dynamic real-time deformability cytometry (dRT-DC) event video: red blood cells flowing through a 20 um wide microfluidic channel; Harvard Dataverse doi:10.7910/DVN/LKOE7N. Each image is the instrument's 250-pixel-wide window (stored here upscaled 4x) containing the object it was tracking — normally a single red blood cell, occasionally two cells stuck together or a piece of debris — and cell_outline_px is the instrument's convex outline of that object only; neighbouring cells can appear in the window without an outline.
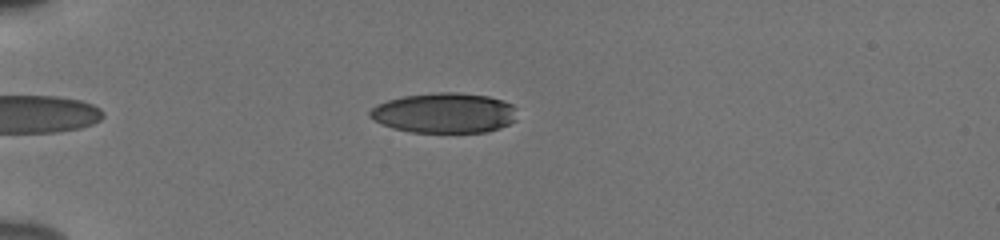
{"species": "human", "species_latin": "Homo sapiens", "temperature_condition": "cold", "stored_images_in_passage": 46, "camera_frame_rate_fps": 3000, "um_per_image_px": 0.085, "donor": {"sex": "male"}, "frame": {"image": 1, "passage_image": 8, "time_ms": 2.333, "image_size_px": [1000, 240], "cell_outline_px": [[516, 120], [500, 128], [488, 132], [412, 132], [392, 128], [368, 116], [368, 112], [376, 104], [388, 100], [404, 96], [440, 92], [456, 92], [488, 96], [504, 100], [512, 104], [516, 108]], "centroid_in_image_um": [37.8, 9.6], "position_along_channel_um": 47.2, "area_um2": 34.51}}
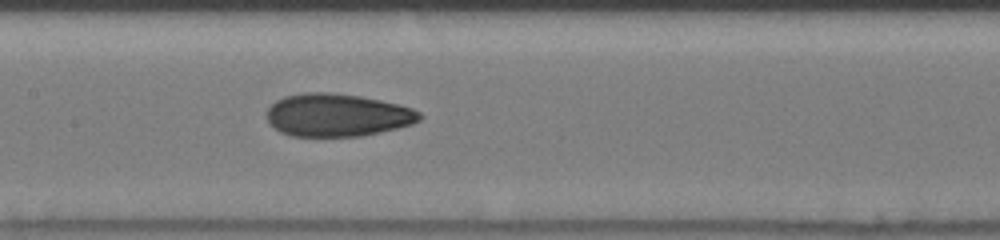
{"frame": {"image": 2, "passage_image": 21, "time_ms": 6.667, "image_size_px": [1000, 240], "cell_outline_px": [[424, 116], [420, 120], [412, 124], [380, 132], [360, 136], [292, 136], [280, 132], [268, 124], [268, 108], [276, 100], [284, 96], [304, 92], [332, 92], [360, 96], [380, 100], [412, 108], [420, 112]], "centroid_in_image_um": [28.66, 9.78], "position_along_channel_um": 178.7, "area_um2": 38.21}}
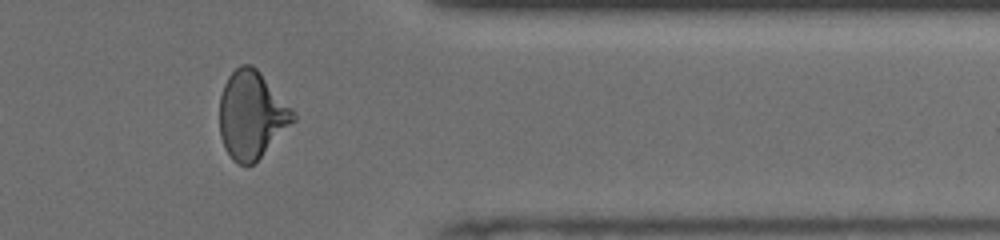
{"frame": {"image": 3, "passage_image": 38, "time_ms": 12.333, "image_size_px": [1000, 240], "cell_outline_px": [[296, 120], [252, 164], [236, 164], [232, 160], [224, 148], [220, 136], [220, 96], [224, 84], [228, 76], [240, 64], [252, 64], [260, 72], [296, 112]], "centroid_in_image_um": [21.38, 9.75], "position_along_channel_um": 390.0, "area_um2": 37.4}, "authors_computed_cell_mechanics": {"area_um2": 37.2521, "velocity_mm_per_s": 3.8769, "shape_relaxation_time_tau1_ms": 7.0802, "shape_relaxation_time_tau2_ms": 1.5379, "deformation_change_tau1": 0.2068, "deformation_change_tau2": 0.0755}}